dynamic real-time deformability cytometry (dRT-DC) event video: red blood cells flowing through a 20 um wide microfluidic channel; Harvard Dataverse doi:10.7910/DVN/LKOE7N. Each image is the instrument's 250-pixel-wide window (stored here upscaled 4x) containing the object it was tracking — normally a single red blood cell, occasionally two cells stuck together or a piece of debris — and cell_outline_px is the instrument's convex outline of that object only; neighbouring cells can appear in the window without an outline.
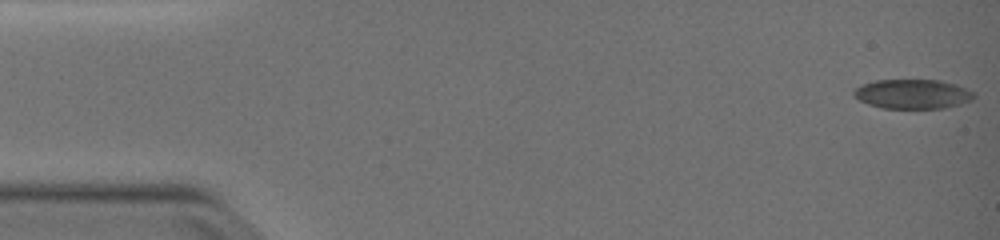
{"species": "common noctule bat (a hibernating species)", "species_latin": "Nyctalus noctula", "temperature_condition": "warm", "stored_images_in_passage": 50, "camera_frame_rate_fps": 3000, "um_per_image_px": 0.085, "animal": {"sex": "female", "body_mass_g": 19.0, "forearm_length_mm": 51.5}, "frame": {"image": 1, "passage_image": 1, "time_ms": 0.0, "image_size_px": [1000, 240], "cell_outline_px": [[976, 96], [972, 100], [960, 104], [944, 108], [884, 108], [868, 104], [860, 100], [852, 92], [856, 88], [864, 84], [876, 80], [940, 80], [956, 84], [976, 92]], "centroid_in_image_um": [77.64, 7.99], "position_along_channel_um": 7.4, "area_um2": 20.58}}
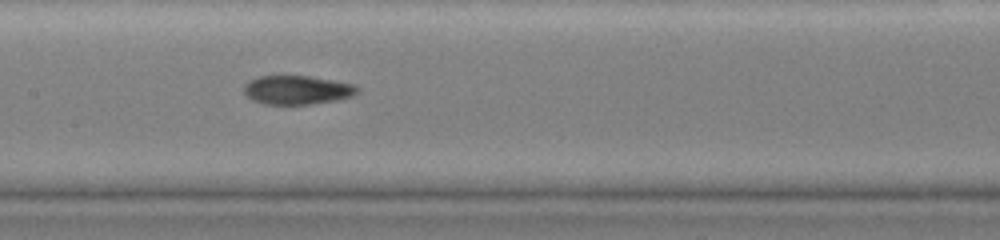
{"frame": {"image": 2, "passage_image": 26, "time_ms": 8.333, "image_size_px": [1000, 240], "cell_outline_px": [[360, 92], [352, 96], [336, 100], [312, 104], [264, 104], [252, 100], [244, 92], [244, 84], [248, 80], [256, 76], [308, 76], [356, 84], [360, 88]], "centroid_in_image_um": [25.27, 7.64], "position_along_channel_um": 182.1, "area_um2": 19.25}}
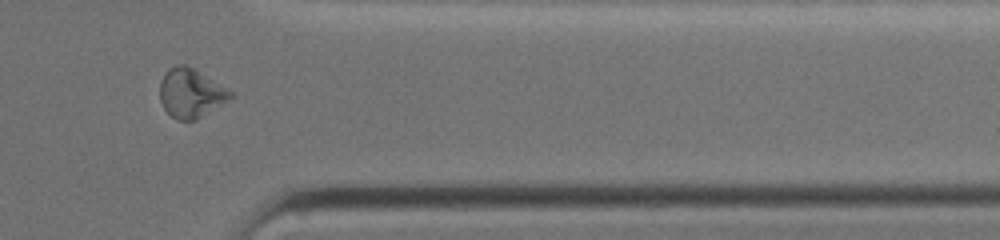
{"frame": {"image": 3, "passage_image": 43, "time_ms": 14.0, "image_size_px": [1000, 240], "cell_outline_px": [[236, 96], [196, 120], [176, 120], [164, 108], [160, 100], [160, 80], [164, 72], [168, 68], [176, 64], [188, 64], [232, 92]], "centroid_in_image_um": [16.21, 7.9], "position_along_channel_um": 395.2, "area_um2": 20.35}}